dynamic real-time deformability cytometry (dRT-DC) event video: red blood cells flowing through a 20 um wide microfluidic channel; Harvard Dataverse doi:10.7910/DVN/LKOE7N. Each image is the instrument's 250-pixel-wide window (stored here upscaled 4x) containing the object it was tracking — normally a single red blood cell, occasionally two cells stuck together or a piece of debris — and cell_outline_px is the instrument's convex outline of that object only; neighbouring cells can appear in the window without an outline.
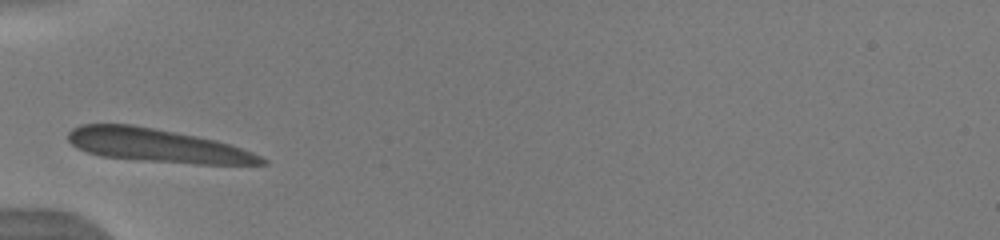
{"species": "human", "species_latin": "Homo sapiens", "temperature_condition": "warm", "stored_images_in_passage": 32, "camera_frame_rate_fps": 3000, "um_per_image_px": 0.085, "donor": {"sex": "male"}, "frame": {"image": 1, "passage_image": 1, "time_ms": 0.0, "image_size_px": [1000, 240], "cell_outline_px": [[268, 164], [196, 164], [140, 160], [100, 156], [76, 148], [68, 140], [68, 132], [72, 128], [80, 124], [132, 124], [196, 136], [216, 140], [252, 152], [268, 160]], "centroid_in_image_um": [13.32, 12.37], "position_along_channel_um": 71.7, "area_um2": 37.51}, "authors_computed_cell_mechanics": {"area_um2": 35.2002, "velocity_mm_per_s": 3.8852, "shape_relaxation_time_tau1_ms": 4.8578, "shape_relaxation_time_tau2_ms": null, "deformation_change_tau1": 0.182, "deformation_change_tau2": null}}